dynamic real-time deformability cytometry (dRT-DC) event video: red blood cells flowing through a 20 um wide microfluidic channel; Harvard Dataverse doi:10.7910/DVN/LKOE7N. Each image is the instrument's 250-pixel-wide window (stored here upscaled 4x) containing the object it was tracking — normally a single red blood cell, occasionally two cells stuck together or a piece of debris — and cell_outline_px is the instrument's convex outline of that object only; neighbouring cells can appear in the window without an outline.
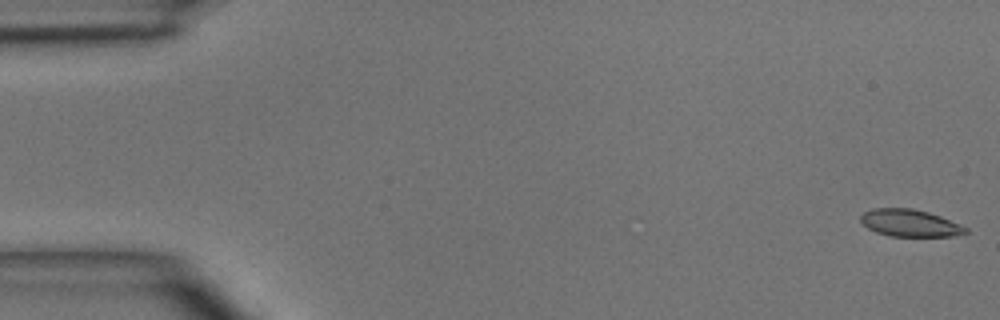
{"species": "common noctule bat (a hibernating species)", "species_latin": "Nyctalus noctula", "temperature_condition": "room temperature", "stored_images_in_passage": 5, "segment_of_instrument_passage": [1, 2], "camera_frame_rate_fps": 3000, "um_per_image_px": 0.085, "animal": {"sex": "male", "body_mass_g": 15.6}, "frame": {"image": 1, "passage_image": 1, "time_ms": 0.0, "image_size_px": [1000, 320], "cell_outline_px": [[968, 232], [956, 236], [888, 236], [876, 232], [868, 228], [860, 220], [860, 216], [864, 212], [872, 208], [912, 208], [928, 212], [940, 216], [968, 228]], "centroid_in_image_um": [77.33, 18.96], "position_along_channel_um": 7.7, "area_um2": 16.59}}
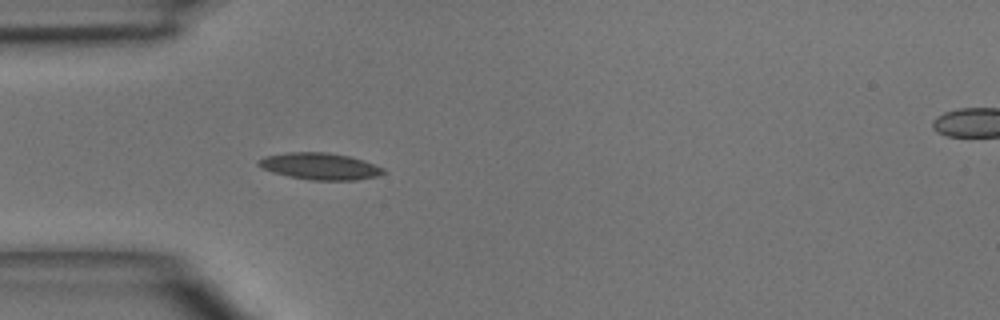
{"frame": {"image": 2, "passage_image": 4, "time_ms": 4.333, "image_size_px": [1000, 320], "cell_outline_px": [[388, 172], [376, 176], [356, 180], [308, 180], [288, 176], [272, 172], [260, 168], [256, 164], [256, 160], [264, 156], [288, 152], [328, 152], [348, 156], [364, 160], [384, 168]], "centroid_in_image_um": [27.16, 14.13], "position_along_channel_um": 57.8, "area_um2": 19.71}}